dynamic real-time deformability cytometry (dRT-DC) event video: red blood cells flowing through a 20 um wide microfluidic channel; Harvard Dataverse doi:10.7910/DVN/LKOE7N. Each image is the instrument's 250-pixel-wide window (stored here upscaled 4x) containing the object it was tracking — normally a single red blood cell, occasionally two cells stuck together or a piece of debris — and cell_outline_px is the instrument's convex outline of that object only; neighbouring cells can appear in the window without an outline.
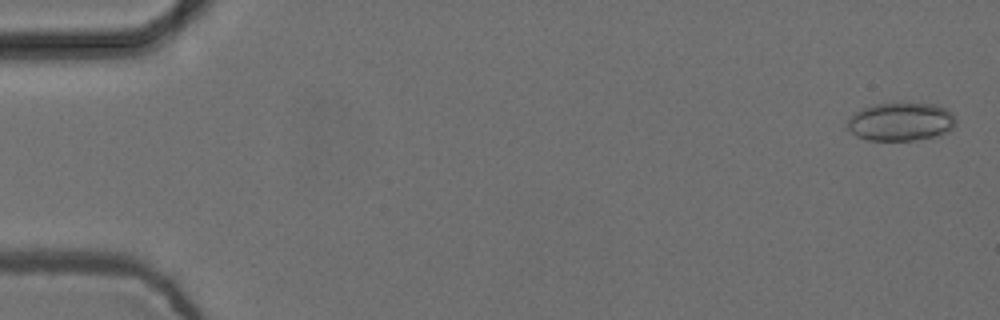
{"species": "common noctule bat (a hibernating species)", "species_latin": "Nyctalus noctula", "temperature_condition": "cold", "stored_images_in_passage": 55, "camera_frame_rate_fps": 3000, "um_per_image_px": 0.085, "animal": {"sex": "female", "body_mass_g": 24.6, "forearm_length_mm": 56.2}, "frame": {"image": 1, "passage_image": 2, "time_ms": 0.333, "image_size_px": [1000, 320], "cell_outline_px": [[956, 124], [948, 132], [936, 136], [912, 140], [868, 140], [856, 136], [848, 128], [848, 120], [856, 112], [872, 104], [936, 104], [952, 112], [956, 116]], "centroid_in_image_um": [76.61, 10.35], "position_along_channel_um": 8.4, "area_um2": 23.99}}
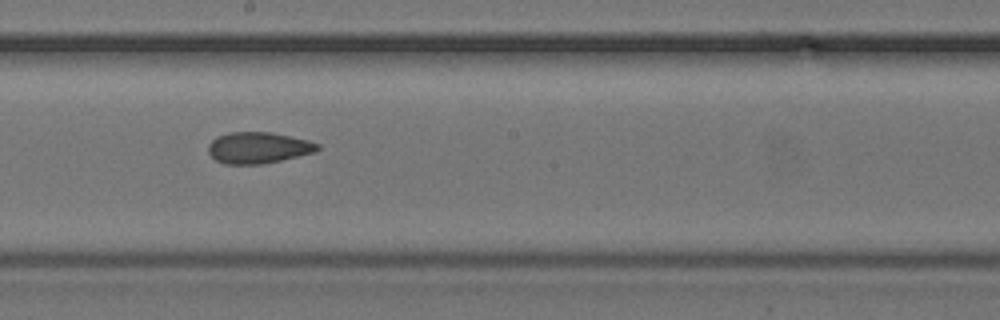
{"frame": {"image": 2, "passage_image": 31, "time_ms": 10.0, "image_size_px": [1000, 320], "cell_outline_px": [[320, 148], [316, 152], [264, 164], [224, 164], [216, 160], [208, 152], [208, 144], [216, 136], [228, 132], [272, 132], [308, 140], [320, 144]], "centroid_in_image_um": [21.95, 12.55], "position_along_channel_um": 226.2, "area_um2": 20.11}}
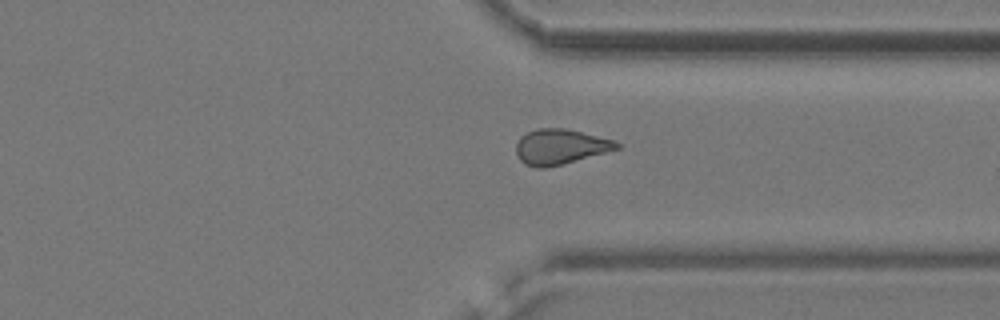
{"frame": {"image": 3, "passage_image": 42, "time_ms": 13.667, "image_size_px": [1000, 320], "cell_outline_px": [[620, 148], [560, 164], [544, 168], [536, 168], [524, 164], [520, 160], [516, 152], [516, 144], [520, 136], [536, 128], [564, 128], [616, 140], [620, 144]], "centroid_in_image_um": [47.59, 12.46], "position_along_channel_um": 363.8, "area_um2": 20.46}, "authors_computed_cell_mechanics": {"area_um2": 20.4612, "velocity_mm_per_s": 3.7602, "shape_relaxation_time_tau1_ms": null, "shape_relaxation_time_tau2_ms": 4.002, "deformation_change_tau1": null, "deformation_change_tau2": 0.1244}}